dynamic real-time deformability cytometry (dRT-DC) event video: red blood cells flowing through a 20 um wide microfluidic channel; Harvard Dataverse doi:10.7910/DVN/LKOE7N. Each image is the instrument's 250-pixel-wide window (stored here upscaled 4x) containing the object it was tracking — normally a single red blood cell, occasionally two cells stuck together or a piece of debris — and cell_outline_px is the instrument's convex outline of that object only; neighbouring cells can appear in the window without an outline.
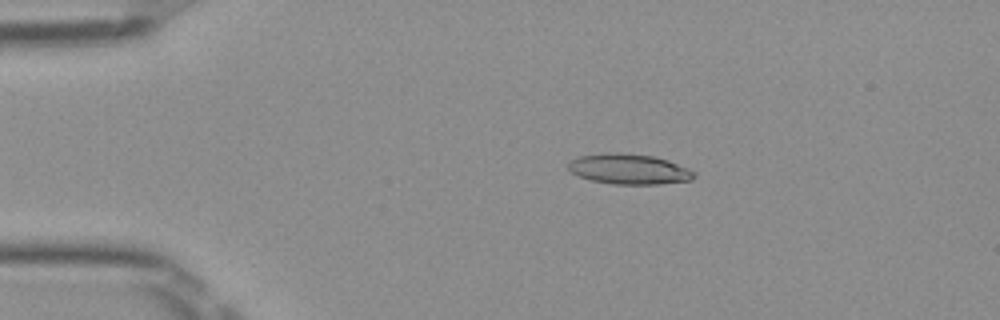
{"species": "Egyptian fruit bat (a non-hibernating species)", "species_latin": "Rousettus aegyptiacus", "temperature_condition": "room temperature", "stored_images_in_passage": 51, "camera_frame_rate_fps": 3000, "um_per_image_px": 0.085, "frame": {"image": 1, "passage_image": 10, "time_ms": 3.0, "image_size_px": [1000, 320], "cell_outline_px": [[696, 176], [692, 180], [656, 184], [612, 184], [592, 180], [580, 176], [572, 172], [568, 168], [568, 164], [572, 160], [580, 156], [604, 152], [620, 152], [652, 156], [668, 160], [688, 168], [696, 172]], "centroid_in_image_um": [53.49, 14.36], "position_along_channel_um": 31.5, "area_um2": 22.2}}
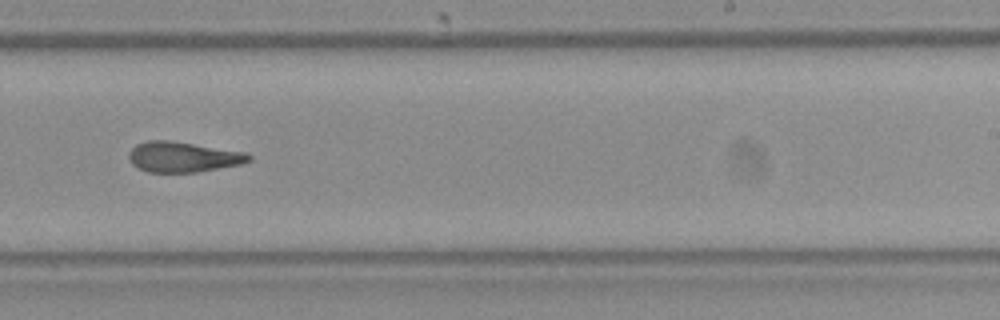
{"frame": {"image": 2, "passage_image": 32, "time_ms": 10.333, "image_size_px": [1000, 320], "cell_outline_px": [[252, 160], [240, 164], [196, 172], [148, 172], [136, 168], [128, 160], [128, 152], [136, 144], [148, 140], [168, 140], [244, 152], [252, 156]], "centroid_in_image_um": [15.49, 13.34], "position_along_channel_um": 273.5, "area_um2": 21.15}}
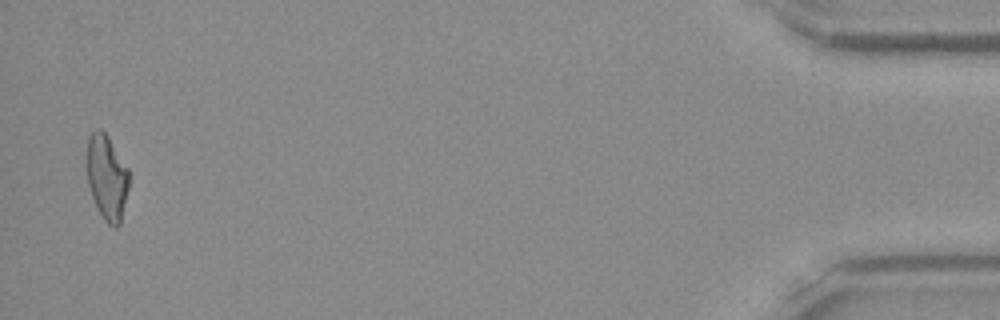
{"frame": {"image": 3, "passage_image": 50, "time_ms": 16.333, "image_size_px": [1000, 320], "cell_outline_px": [[128, 188], [120, 224], [116, 228], [108, 224], [104, 220], [92, 196], [88, 184], [88, 136], [96, 128], [100, 128], [108, 136], [128, 168]], "centroid_in_image_um": [9.09, 15.06], "position_along_channel_um": 426.1, "area_um2": 20.52}, "authors_computed_cell_mechanics": {"area_um2": 21.5594, "velocity_mm_per_s": 3.9926, "shape_relaxation_time_tau1_ms": 5.4765, "shape_relaxation_time_tau2_ms": 2.2381, "deformation_change_tau1": 0.1945, "deformation_change_tau2": 0.1271}}